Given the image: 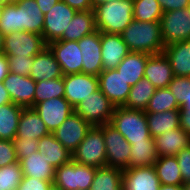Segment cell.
I'll use <instances>...</instances> for the list:
<instances>
[{
	"label": "cell",
	"mask_w": 190,
	"mask_h": 190,
	"mask_svg": "<svg viewBox=\"0 0 190 190\" xmlns=\"http://www.w3.org/2000/svg\"><path fill=\"white\" fill-rule=\"evenodd\" d=\"M106 147L103 125L92 126L83 141L72 153V161L81 165L101 168L106 166Z\"/></svg>",
	"instance_id": "5b68a950"
},
{
	"label": "cell",
	"mask_w": 190,
	"mask_h": 190,
	"mask_svg": "<svg viewBox=\"0 0 190 190\" xmlns=\"http://www.w3.org/2000/svg\"><path fill=\"white\" fill-rule=\"evenodd\" d=\"M114 109V104L98 89L81 101L74 112L92 126H100L110 122Z\"/></svg>",
	"instance_id": "52a82bcc"
},
{
	"label": "cell",
	"mask_w": 190,
	"mask_h": 190,
	"mask_svg": "<svg viewBox=\"0 0 190 190\" xmlns=\"http://www.w3.org/2000/svg\"><path fill=\"white\" fill-rule=\"evenodd\" d=\"M96 168L70 161L55 169L53 185L62 190H89Z\"/></svg>",
	"instance_id": "8992f818"
},
{
	"label": "cell",
	"mask_w": 190,
	"mask_h": 190,
	"mask_svg": "<svg viewBox=\"0 0 190 190\" xmlns=\"http://www.w3.org/2000/svg\"><path fill=\"white\" fill-rule=\"evenodd\" d=\"M157 177L162 185L183 184L180 168L175 156H158L154 163Z\"/></svg>",
	"instance_id": "d6a6232c"
},
{
	"label": "cell",
	"mask_w": 190,
	"mask_h": 190,
	"mask_svg": "<svg viewBox=\"0 0 190 190\" xmlns=\"http://www.w3.org/2000/svg\"><path fill=\"white\" fill-rule=\"evenodd\" d=\"M120 134L131 143L155 142L150 136L146 114L143 110L115 107L109 122Z\"/></svg>",
	"instance_id": "277c9868"
},
{
	"label": "cell",
	"mask_w": 190,
	"mask_h": 190,
	"mask_svg": "<svg viewBox=\"0 0 190 190\" xmlns=\"http://www.w3.org/2000/svg\"><path fill=\"white\" fill-rule=\"evenodd\" d=\"M158 190H183V184L180 185H160Z\"/></svg>",
	"instance_id": "f5cc1de1"
},
{
	"label": "cell",
	"mask_w": 190,
	"mask_h": 190,
	"mask_svg": "<svg viewBox=\"0 0 190 190\" xmlns=\"http://www.w3.org/2000/svg\"><path fill=\"white\" fill-rule=\"evenodd\" d=\"M96 30L94 10L77 11L59 40L79 41Z\"/></svg>",
	"instance_id": "4316f807"
},
{
	"label": "cell",
	"mask_w": 190,
	"mask_h": 190,
	"mask_svg": "<svg viewBox=\"0 0 190 190\" xmlns=\"http://www.w3.org/2000/svg\"><path fill=\"white\" fill-rule=\"evenodd\" d=\"M180 128L190 134V114L180 109Z\"/></svg>",
	"instance_id": "681fc988"
},
{
	"label": "cell",
	"mask_w": 190,
	"mask_h": 190,
	"mask_svg": "<svg viewBox=\"0 0 190 190\" xmlns=\"http://www.w3.org/2000/svg\"><path fill=\"white\" fill-rule=\"evenodd\" d=\"M3 84L12 103L23 108H32L34 106L36 81L30 76H21L9 72Z\"/></svg>",
	"instance_id": "e0dca14e"
},
{
	"label": "cell",
	"mask_w": 190,
	"mask_h": 190,
	"mask_svg": "<svg viewBox=\"0 0 190 190\" xmlns=\"http://www.w3.org/2000/svg\"><path fill=\"white\" fill-rule=\"evenodd\" d=\"M168 88L181 108L190 97V77L174 76Z\"/></svg>",
	"instance_id": "ab89813d"
},
{
	"label": "cell",
	"mask_w": 190,
	"mask_h": 190,
	"mask_svg": "<svg viewBox=\"0 0 190 190\" xmlns=\"http://www.w3.org/2000/svg\"><path fill=\"white\" fill-rule=\"evenodd\" d=\"M89 190H123V170L107 166L96 168Z\"/></svg>",
	"instance_id": "836d02e7"
},
{
	"label": "cell",
	"mask_w": 190,
	"mask_h": 190,
	"mask_svg": "<svg viewBox=\"0 0 190 190\" xmlns=\"http://www.w3.org/2000/svg\"><path fill=\"white\" fill-rule=\"evenodd\" d=\"M43 14H46L59 0H35Z\"/></svg>",
	"instance_id": "f907efd6"
},
{
	"label": "cell",
	"mask_w": 190,
	"mask_h": 190,
	"mask_svg": "<svg viewBox=\"0 0 190 190\" xmlns=\"http://www.w3.org/2000/svg\"><path fill=\"white\" fill-rule=\"evenodd\" d=\"M96 29L108 34H121L132 22L133 0H115L94 9Z\"/></svg>",
	"instance_id": "3957f363"
},
{
	"label": "cell",
	"mask_w": 190,
	"mask_h": 190,
	"mask_svg": "<svg viewBox=\"0 0 190 190\" xmlns=\"http://www.w3.org/2000/svg\"><path fill=\"white\" fill-rule=\"evenodd\" d=\"M49 134L45 123L33 108H23L19 118L16 137L39 140Z\"/></svg>",
	"instance_id": "d4e9b609"
},
{
	"label": "cell",
	"mask_w": 190,
	"mask_h": 190,
	"mask_svg": "<svg viewBox=\"0 0 190 190\" xmlns=\"http://www.w3.org/2000/svg\"><path fill=\"white\" fill-rule=\"evenodd\" d=\"M16 162L19 161L13 141L0 139V168Z\"/></svg>",
	"instance_id": "7bdbcfd3"
},
{
	"label": "cell",
	"mask_w": 190,
	"mask_h": 190,
	"mask_svg": "<svg viewBox=\"0 0 190 190\" xmlns=\"http://www.w3.org/2000/svg\"><path fill=\"white\" fill-rule=\"evenodd\" d=\"M40 116L49 133L54 131L74 113V107L65 98H51L32 107Z\"/></svg>",
	"instance_id": "4fadbf2b"
},
{
	"label": "cell",
	"mask_w": 190,
	"mask_h": 190,
	"mask_svg": "<svg viewBox=\"0 0 190 190\" xmlns=\"http://www.w3.org/2000/svg\"><path fill=\"white\" fill-rule=\"evenodd\" d=\"M145 114L149 133L152 138L180 127V110H169L160 113Z\"/></svg>",
	"instance_id": "f546056e"
},
{
	"label": "cell",
	"mask_w": 190,
	"mask_h": 190,
	"mask_svg": "<svg viewBox=\"0 0 190 190\" xmlns=\"http://www.w3.org/2000/svg\"><path fill=\"white\" fill-rule=\"evenodd\" d=\"M106 166L122 170L129 168L131 145L110 123L103 125Z\"/></svg>",
	"instance_id": "ba28073f"
},
{
	"label": "cell",
	"mask_w": 190,
	"mask_h": 190,
	"mask_svg": "<svg viewBox=\"0 0 190 190\" xmlns=\"http://www.w3.org/2000/svg\"><path fill=\"white\" fill-rule=\"evenodd\" d=\"M154 141L158 156H175L190 145V134L179 127L156 136Z\"/></svg>",
	"instance_id": "603a6c76"
},
{
	"label": "cell",
	"mask_w": 190,
	"mask_h": 190,
	"mask_svg": "<svg viewBox=\"0 0 190 190\" xmlns=\"http://www.w3.org/2000/svg\"><path fill=\"white\" fill-rule=\"evenodd\" d=\"M144 77L157 89L167 88L174 75L169 59L164 53L149 54L145 65Z\"/></svg>",
	"instance_id": "44dd1931"
},
{
	"label": "cell",
	"mask_w": 190,
	"mask_h": 190,
	"mask_svg": "<svg viewBox=\"0 0 190 190\" xmlns=\"http://www.w3.org/2000/svg\"><path fill=\"white\" fill-rule=\"evenodd\" d=\"M169 110H180L175 96L171 93L170 89L159 88L156 89L154 95L149 100L145 113H160Z\"/></svg>",
	"instance_id": "8d00e7d4"
},
{
	"label": "cell",
	"mask_w": 190,
	"mask_h": 190,
	"mask_svg": "<svg viewBox=\"0 0 190 190\" xmlns=\"http://www.w3.org/2000/svg\"><path fill=\"white\" fill-rule=\"evenodd\" d=\"M180 109L185 110L188 114H190V97L188 99V102H186Z\"/></svg>",
	"instance_id": "11a10c76"
},
{
	"label": "cell",
	"mask_w": 190,
	"mask_h": 190,
	"mask_svg": "<svg viewBox=\"0 0 190 190\" xmlns=\"http://www.w3.org/2000/svg\"><path fill=\"white\" fill-rule=\"evenodd\" d=\"M49 190H62L61 188L56 187L55 185H52Z\"/></svg>",
	"instance_id": "91938a15"
},
{
	"label": "cell",
	"mask_w": 190,
	"mask_h": 190,
	"mask_svg": "<svg viewBox=\"0 0 190 190\" xmlns=\"http://www.w3.org/2000/svg\"><path fill=\"white\" fill-rule=\"evenodd\" d=\"M4 47V34L0 31V54L3 53Z\"/></svg>",
	"instance_id": "9f6ffc18"
},
{
	"label": "cell",
	"mask_w": 190,
	"mask_h": 190,
	"mask_svg": "<svg viewBox=\"0 0 190 190\" xmlns=\"http://www.w3.org/2000/svg\"><path fill=\"white\" fill-rule=\"evenodd\" d=\"M187 8L190 10V0H189V2H188Z\"/></svg>",
	"instance_id": "6125c7cd"
},
{
	"label": "cell",
	"mask_w": 190,
	"mask_h": 190,
	"mask_svg": "<svg viewBox=\"0 0 190 190\" xmlns=\"http://www.w3.org/2000/svg\"><path fill=\"white\" fill-rule=\"evenodd\" d=\"M92 125L75 112L70 115L55 131V138L72 154L83 141Z\"/></svg>",
	"instance_id": "9a60e30c"
},
{
	"label": "cell",
	"mask_w": 190,
	"mask_h": 190,
	"mask_svg": "<svg viewBox=\"0 0 190 190\" xmlns=\"http://www.w3.org/2000/svg\"><path fill=\"white\" fill-rule=\"evenodd\" d=\"M60 64L63 76L82 73V54L78 41L56 40L48 44Z\"/></svg>",
	"instance_id": "5bb4252c"
},
{
	"label": "cell",
	"mask_w": 190,
	"mask_h": 190,
	"mask_svg": "<svg viewBox=\"0 0 190 190\" xmlns=\"http://www.w3.org/2000/svg\"><path fill=\"white\" fill-rule=\"evenodd\" d=\"M22 109L14 103L0 106V139L12 141L16 137Z\"/></svg>",
	"instance_id": "4dcf8cb0"
},
{
	"label": "cell",
	"mask_w": 190,
	"mask_h": 190,
	"mask_svg": "<svg viewBox=\"0 0 190 190\" xmlns=\"http://www.w3.org/2000/svg\"><path fill=\"white\" fill-rule=\"evenodd\" d=\"M46 46L42 35L27 31H16L4 35L3 54L6 56L34 57Z\"/></svg>",
	"instance_id": "30bf717a"
},
{
	"label": "cell",
	"mask_w": 190,
	"mask_h": 190,
	"mask_svg": "<svg viewBox=\"0 0 190 190\" xmlns=\"http://www.w3.org/2000/svg\"><path fill=\"white\" fill-rule=\"evenodd\" d=\"M110 1H115V0H91L92 5H93V9L100 4L107 3Z\"/></svg>",
	"instance_id": "db71d44e"
},
{
	"label": "cell",
	"mask_w": 190,
	"mask_h": 190,
	"mask_svg": "<svg viewBox=\"0 0 190 190\" xmlns=\"http://www.w3.org/2000/svg\"><path fill=\"white\" fill-rule=\"evenodd\" d=\"M121 36L130 52H143L151 55L164 51L160 21L142 22L133 19Z\"/></svg>",
	"instance_id": "7a4b0ae2"
},
{
	"label": "cell",
	"mask_w": 190,
	"mask_h": 190,
	"mask_svg": "<svg viewBox=\"0 0 190 190\" xmlns=\"http://www.w3.org/2000/svg\"><path fill=\"white\" fill-rule=\"evenodd\" d=\"M15 152L18 158V161L29 157L33 152L38 151L39 140H29L27 138H17L13 140Z\"/></svg>",
	"instance_id": "b9f144b4"
},
{
	"label": "cell",
	"mask_w": 190,
	"mask_h": 190,
	"mask_svg": "<svg viewBox=\"0 0 190 190\" xmlns=\"http://www.w3.org/2000/svg\"><path fill=\"white\" fill-rule=\"evenodd\" d=\"M160 185L154 166L123 170V190H158Z\"/></svg>",
	"instance_id": "d6986e66"
},
{
	"label": "cell",
	"mask_w": 190,
	"mask_h": 190,
	"mask_svg": "<svg viewBox=\"0 0 190 190\" xmlns=\"http://www.w3.org/2000/svg\"><path fill=\"white\" fill-rule=\"evenodd\" d=\"M163 53L170 61L174 76L190 77V40L165 46Z\"/></svg>",
	"instance_id": "cb8c5ba5"
},
{
	"label": "cell",
	"mask_w": 190,
	"mask_h": 190,
	"mask_svg": "<svg viewBox=\"0 0 190 190\" xmlns=\"http://www.w3.org/2000/svg\"><path fill=\"white\" fill-rule=\"evenodd\" d=\"M52 185L50 181L23 176L17 190H49Z\"/></svg>",
	"instance_id": "f6af8a7d"
},
{
	"label": "cell",
	"mask_w": 190,
	"mask_h": 190,
	"mask_svg": "<svg viewBox=\"0 0 190 190\" xmlns=\"http://www.w3.org/2000/svg\"><path fill=\"white\" fill-rule=\"evenodd\" d=\"M129 168L154 166L158 159L155 142L131 143Z\"/></svg>",
	"instance_id": "e575fe53"
},
{
	"label": "cell",
	"mask_w": 190,
	"mask_h": 190,
	"mask_svg": "<svg viewBox=\"0 0 190 190\" xmlns=\"http://www.w3.org/2000/svg\"><path fill=\"white\" fill-rule=\"evenodd\" d=\"M76 12L68 4L59 0L50 11L44 14L42 37L47 45L63 36Z\"/></svg>",
	"instance_id": "8fae6325"
},
{
	"label": "cell",
	"mask_w": 190,
	"mask_h": 190,
	"mask_svg": "<svg viewBox=\"0 0 190 190\" xmlns=\"http://www.w3.org/2000/svg\"><path fill=\"white\" fill-rule=\"evenodd\" d=\"M162 11H174L185 9L188 6L189 0H157Z\"/></svg>",
	"instance_id": "bcb514c9"
},
{
	"label": "cell",
	"mask_w": 190,
	"mask_h": 190,
	"mask_svg": "<svg viewBox=\"0 0 190 190\" xmlns=\"http://www.w3.org/2000/svg\"><path fill=\"white\" fill-rule=\"evenodd\" d=\"M156 89L157 88L149 80L143 77L134 86H131L128 98L123 107L145 111Z\"/></svg>",
	"instance_id": "1f68e13d"
},
{
	"label": "cell",
	"mask_w": 190,
	"mask_h": 190,
	"mask_svg": "<svg viewBox=\"0 0 190 190\" xmlns=\"http://www.w3.org/2000/svg\"><path fill=\"white\" fill-rule=\"evenodd\" d=\"M164 46L190 40V10L163 12L160 20Z\"/></svg>",
	"instance_id": "9c48e42d"
},
{
	"label": "cell",
	"mask_w": 190,
	"mask_h": 190,
	"mask_svg": "<svg viewBox=\"0 0 190 190\" xmlns=\"http://www.w3.org/2000/svg\"><path fill=\"white\" fill-rule=\"evenodd\" d=\"M10 0H0V4H5L7 2H9Z\"/></svg>",
	"instance_id": "94428289"
},
{
	"label": "cell",
	"mask_w": 190,
	"mask_h": 190,
	"mask_svg": "<svg viewBox=\"0 0 190 190\" xmlns=\"http://www.w3.org/2000/svg\"><path fill=\"white\" fill-rule=\"evenodd\" d=\"M9 73L8 58L3 53L0 54V82H3Z\"/></svg>",
	"instance_id": "c3c4849f"
},
{
	"label": "cell",
	"mask_w": 190,
	"mask_h": 190,
	"mask_svg": "<svg viewBox=\"0 0 190 190\" xmlns=\"http://www.w3.org/2000/svg\"><path fill=\"white\" fill-rule=\"evenodd\" d=\"M82 54V73L98 76L103 71L101 55V32L82 37L78 41Z\"/></svg>",
	"instance_id": "ac0fdd59"
},
{
	"label": "cell",
	"mask_w": 190,
	"mask_h": 190,
	"mask_svg": "<svg viewBox=\"0 0 190 190\" xmlns=\"http://www.w3.org/2000/svg\"><path fill=\"white\" fill-rule=\"evenodd\" d=\"M4 6H5V4H0V21H1V18H2Z\"/></svg>",
	"instance_id": "680465c9"
},
{
	"label": "cell",
	"mask_w": 190,
	"mask_h": 190,
	"mask_svg": "<svg viewBox=\"0 0 190 190\" xmlns=\"http://www.w3.org/2000/svg\"><path fill=\"white\" fill-rule=\"evenodd\" d=\"M76 11H89L93 10L91 0H62Z\"/></svg>",
	"instance_id": "7dc6e473"
},
{
	"label": "cell",
	"mask_w": 190,
	"mask_h": 190,
	"mask_svg": "<svg viewBox=\"0 0 190 190\" xmlns=\"http://www.w3.org/2000/svg\"><path fill=\"white\" fill-rule=\"evenodd\" d=\"M23 174L19 162L0 168V190H17Z\"/></svg>",
	"instance_id": "f35d334b"
},
{
	"label": "cell",
	"mask_w": 190,
	"mask_h": 190,
	"mask_svg": "<svg viewBox=\"0 0 190 190\" xmlns=\"http://www.w3.org/2000/svg\"><path fill=\"white\" fill-rule=\"evenodd\" d=\"M45 154L33 152L32 155L19 161L23 176L50 181L53 184L55 168L49 164Z\"/></svg>",
	"instance_id": "484cf974"
},
{
	"label": "cell",
	"mask_w": 190,
	"mask_h": 190,
	"mask_svg": "<svg viewBox=\"0 0 190 190\" xmlns=\"http://www.w3.org/2000/svg\"><path fill=\"white\" fill-rule=\"evenodd\" d=\"M9 72L21 76H29L33 66L34 57L7 56Z\"/></svg>",
	"instance_id": "60d3db41"
},
{
	"label": "cell",
	"mask_w": 190,
	"mask_h": 190,
	"mask_svg": "<svg viewBox=\"0 0 190 190\" xmlns=\"http://www.w3.org/2000/svg\"><path fill=\"white\" fill-rule=\"evenodd\" d=\"M99 89L114 104L115 107L123 106L126 103L131 85L117 69L102 71L98 75Z\"/></svg>",
	"instance_id": "2e32d148"
},
{
	"label": "cell",
	"mask_w": 190,
	"mask_h": 190,
	"mask_svg": "<svg viewBox=\"0 0 190 190\" xmlns=\"http://www.w3.org/2000/svg\"><path fill=\"white\" fill-rule=\"evenodd\" d=\"M12 103L8 91L4 87L3 82H0V106Z\"/></svg>",
	"instance_id": "816d5d0a"
},
{
	"label": "cell",
	"mask_w": 190,
	"mask_h": 190,
	"mask_svg": "<svg viewBox=\"0 0 190 190\" xmlns=\"http://www.w3.org/2000/svg\"><path fill=\"white\" fill-rule=\"evenodd\" d=\"M38 152L45 154L46 161L55 169L72 160V154L55 138L53 133L39 139Z\"/></svg>",
	"instance_id": "f1b7e54d"
},
{
	"label": "cell",
	"mask_w": 190,
	"mask_h": 190,
	"mask_svg": "<svg viewBox=\"0 0 190 190\" xmlns=\"http://www.w3.org/2000/svg\"><path fill=\"white\" fill-rule=\"evenodd\" d=\"M183 190H190V182L183 184Z\"/></svg>",
	"instance_id": "6f0895ef"
},
{
	"label": "cell",
	"mask_w": 190,
	"mask_h": 190,
	"mask_svg": "<svg viewBox=\"0 0 190 190\" xmlns=\"http://www.w3.org/2000/svg\"><path fill=\"white\" fill-rule=\"evenodd\" d=\"M175 157L180 168L183 184L190 182V145L179 151Z\"/></svg>",
	"instance_id": "ee69618b"
},
{
	"label": "cell",
	"mask_w": 190,
	"mask_h": 190,
	"mask_svg": "<svg viewBox=\"0 0 190 190\" xmlns=\"http://www.w3.org/2000/svg\"><path fill=\"white\" fill-rule=\"evenodd\" d=\"M121 34H108L101 32V55L103 71L116 69L119 63L129 53Z\"/></svg>",
	"instance_id": "ffe728a7"
},
{
	"label": "cell",
	"mask_w": 190,
	"mask_h": 190,
	"mask_svg": "<svg viewBox=\"0 0 190 190\" xmlns=\"http://www.w3.org/2000/svg\"><path fill=\"white\" fill-rule=\"evenodd\" d=\"M64 76L52 80L36 82L34 105L50 100L51 98H64Z\"/></svg>",
	"instance_id": "d590c367"
},
{
	"label": "cell",
	"mask_w": 190,
	"mask_h": 190,
	"mask_svg": "<svg viewBox=\"0 0 190 190\" xmlns=\"http://www.w3.org/2000/svg\"><path fill=\"white\" fill-rule=\"evenodd\" d=\"M29 76L36 82L63 77L60 64L56 61L55 55L48 45L34 56Z\"/></svg>",
	"instance_id": "7402d4cb"
},
{
	"label": "cell",
	"mask_w": 190,
	"mask_h": 190,
	"mask_svg": "<svg viewBox=\"0 0 190 190\" xmlns=\"http://www.w3.org/2000/svg\"><path fill=\"white\" fill-rule=\"evenodd\" d=\"M149 54L143 52H129L117 66V70L126 82L134 86L144 77V70Z\"/></svg>",
	"instance_id": "83f0119b"
},
{
	"label": "cell",
	"mask_w": 190,
	"mask_h": 190,
	"mask_svg": "<svg viewBox=\"0 0 190 190\" xmlns=\"http://www.w3.org/2000/svg\"><path fill=\"white\" fill-rule=\"evenodd\" d=\"M163 11L157 0H133V18L138 21L159 22Z\"/></svg>",
	"instance_id": "74e56055"
},
{
	"label": "cell",
	"mask_w": 190,
	"mask_h": 190,
	"mask_svg": "<svg viewBox=\"0 0 190 190\" xmlns=\"http://www.w3.org/2000/svg\"><path fill=\"white\" fill-rule=\"evenodd\" d=\"M44 14L35 0H17L5 3L0 31L6 35L27 31L42 35Z\"/></svg>",
	"instance_id": "6da1fadb"
},
{
	"label": "cell",
	"mask_w": 190,
	"mask_h": 190,
	"mask_svg": "<svg viewBox=\"0 0 190 190\" xmlns=\"http://www.w3.org/2000/svg\"><path fill=\"white\" fill-rule=\"evenodd\" d=\"M98 89V76L85 73H76L64 76V98L74 108Z\"/></svg>",
	"instance_id": "7c38bea8"
}]
</instances>
